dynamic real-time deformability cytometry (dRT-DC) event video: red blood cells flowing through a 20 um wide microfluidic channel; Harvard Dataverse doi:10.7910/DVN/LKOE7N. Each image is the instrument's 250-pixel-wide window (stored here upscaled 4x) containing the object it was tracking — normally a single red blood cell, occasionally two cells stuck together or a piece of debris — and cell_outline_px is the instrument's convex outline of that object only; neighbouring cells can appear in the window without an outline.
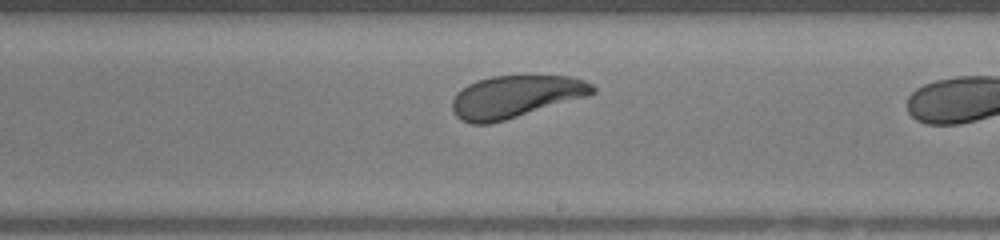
{"species": "human", "species_latin": "Homo sapiens", "temperature_condition": "warm", "stored_images_in_passage": 22, "camera_frame_rate_fps": 3000, "um_per_image_px": 0.085, "donor": {"sex": "female"}, "frame": {"image": 1, "passage_image": 13, "time_ms": 4.0, "image_size_px": [1000, 240], "cell_outline_px": [[596, 92], [588, 96], [504, 120], [488, 124], [472, 124], [460, 120], [452, 112], [452, 100], [456, 92], [468, 84], [476, 80], [492, 76], [572, 76], [584, 80], [592, 84], [596, 88]], "centroid_in_image_um": [43.79, 8.21], "position_along_channel_um": 245.2, "area_um2": 34.62}}
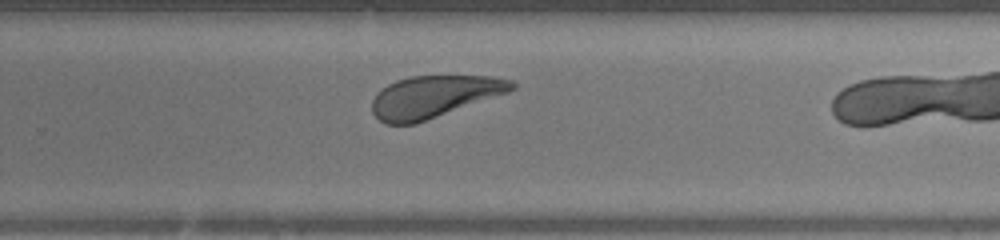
{"frame": {"image": 2, "passage_image": 16, "time_ms": 5.0, "image_size_px": [1000, 240], "cell_outline_px": [[516, 88], [508, 92], [416, 124], [384, 124], [372, 112], [372, 100], [376, 92], [388, 84], [396, 80], [412, 76], [492, 76], [516, 80]], "centroid_in_image_um": [36.89, 8.2], "position_along_channel_um": 292.9, "area_um2": 34.28}}